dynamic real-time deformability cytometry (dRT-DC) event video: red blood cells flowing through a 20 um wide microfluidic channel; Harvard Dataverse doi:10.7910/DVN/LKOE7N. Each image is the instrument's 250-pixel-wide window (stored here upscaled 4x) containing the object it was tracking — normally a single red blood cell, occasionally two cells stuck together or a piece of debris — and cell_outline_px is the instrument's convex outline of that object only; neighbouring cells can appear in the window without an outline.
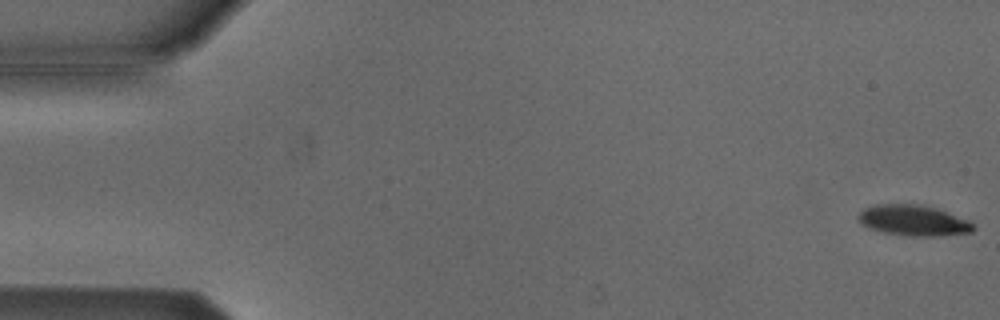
{"species": "Egyptian fruit bat (a non-hibernating species)", "species_latin": "Rousettus aegyptiacus", "temperature_condition": "cold", "stored_images_in_passage": 10, "camera_frame_rate_fps": 3000, "um_per_image_px": 0.085, "animal": {"sex": "male"}, "frame": {"image": 1, "passage_image": 1, "time_ms": 0.0, "image_size_px": [1000, 320], "cell_outline_px": [[976, 228], [972, 232], [936, 236], [904, 236], [884, 232], [868, 228], [856, 216], [864, 208], [876, 204], [916, 204], [936, 208], [968, 220]], "centroid_in_image_um": [77.63, 18.74], "position_along_channel_um": 7.4, "area_um2": 20.46}}